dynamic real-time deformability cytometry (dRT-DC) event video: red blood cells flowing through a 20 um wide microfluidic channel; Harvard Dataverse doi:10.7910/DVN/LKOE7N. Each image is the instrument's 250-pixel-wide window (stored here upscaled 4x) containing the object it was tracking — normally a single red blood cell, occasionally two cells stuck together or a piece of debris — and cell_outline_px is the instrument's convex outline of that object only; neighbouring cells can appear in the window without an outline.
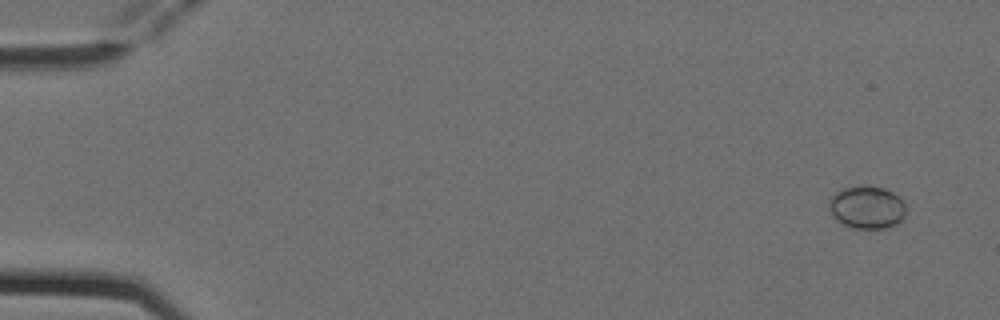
{"species": "Egyptian fruit bat (a non-hibernating species)", "species_latin": "Rousettus aegyptiacus", "temperature_condition": "cold", "stored_images_in_passage": 5, "camera_frame_rate_fps": 3000, "um_per_image_px": 0.085, "animal": {"sex": "female"}, "frame": {"image": 1, "passage_image": 1, "time_ms": 0.0, "image_size_px": [1000, 320], "cell_outline_px": [[904, 216], [896, 224], [884, 228], [852, 228], [836, 220], [832, 216], [828, 208], [828, 204], [832, 196], [836, 192], [844, 188], [884, 188], [900, 196], [904, 204]], "centroid_in_image_um": [73.67, 17.65], "position_along_channel_um": 11.3, "area_um2": 18.67}}
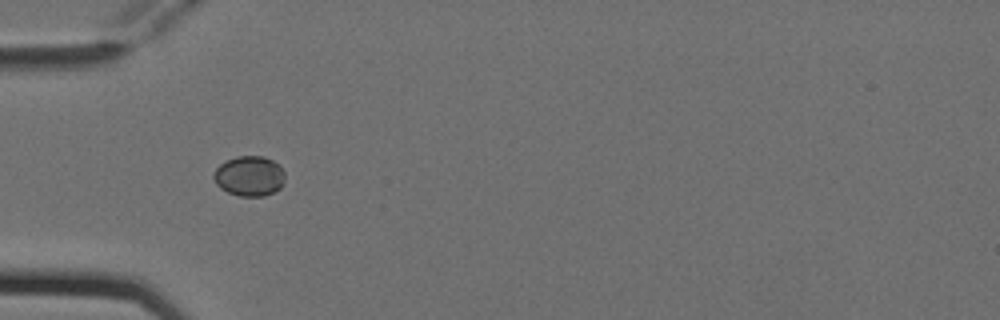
{"frame": {"image": 2, "passage_image": 5, "time_ms": 1.333, "image_size_px": [1000, 320], "cell_outline_px": [[284, 180], [280, 188], [264, 196], [240, 196], [228, 192], [220, 188], [216, 184], [212, 176], [212, 172], [220, 164], [236, 156], [264, 156], [272, 160], [284, 172]], "centroid_in_image_um": [21.16, 14.96], "position_along_channel_um": 63.8, "area_um2": 16.59}}